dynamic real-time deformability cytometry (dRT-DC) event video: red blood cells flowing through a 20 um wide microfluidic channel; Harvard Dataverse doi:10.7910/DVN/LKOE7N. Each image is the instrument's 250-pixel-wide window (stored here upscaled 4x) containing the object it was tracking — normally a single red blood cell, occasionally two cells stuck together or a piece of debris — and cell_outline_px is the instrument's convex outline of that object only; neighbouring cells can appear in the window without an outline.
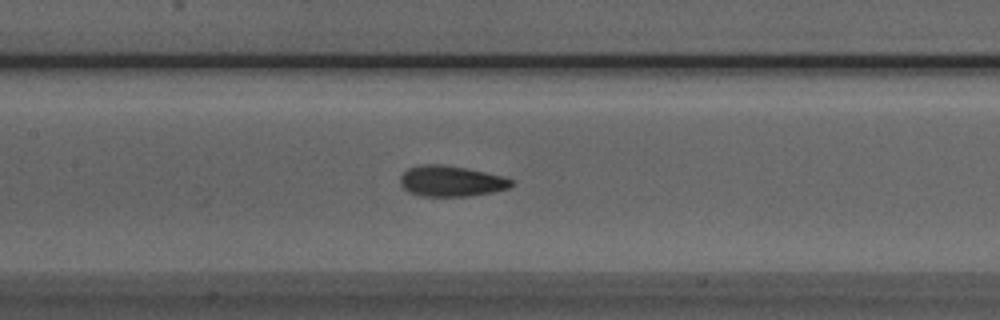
{"species": "Egyptian fruit bat (a non-hibernating species)", "species_latin": "Rousettus aegyptiacus", "temperature_condition": "room temperature", "stored_images_in_passage": 43, "camera_frame_rate_fps": 3000, "um_per_image_px": 0.085, "animal": {"sex": "male"}, "frame": {"image": 1, "passage_image": 15, "time_ms": 4.667, "image_size_px": [1000, 320], "cell_outline_px": [[516, 184], [508, 188], [492, 192], [472, 196], [424, 196], [408, 192], [400, 184], [400, 176], [408, 168], [420, 164], [444, 164], [508, 176]], "centroid_in_image_um": [38.38, 15.38], "position_along_channel_um": 169.0, "area_um2": 20.23}}
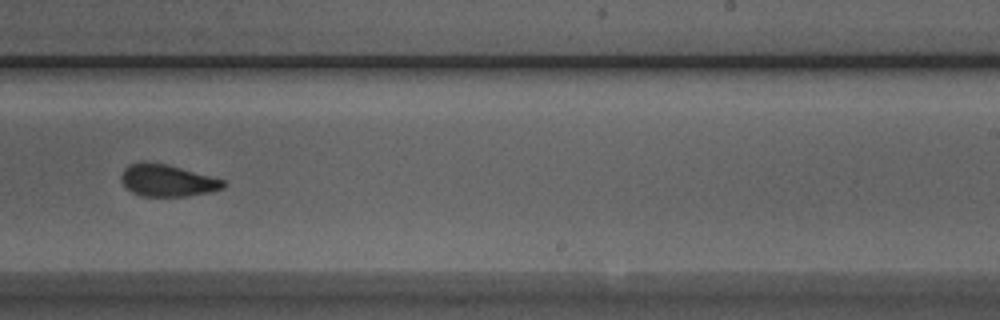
{"frame": {"image": 2, "passage_image": 23, "time_ms": 7.333, "image_size_px": [1000, 320], "cell_outline_px": [[228, 184], [224, 188], [212, 192], [188, 196], [140, 196], [132, 192], [120, 180], [120, 176], [124, 168], [128, 164], [144, 160], [168, 164], [224, 180]], "centroid_in_image_um": [14.22, 15.33], "position_along_channel_um": 274.8, "area_um2": 19.36}}
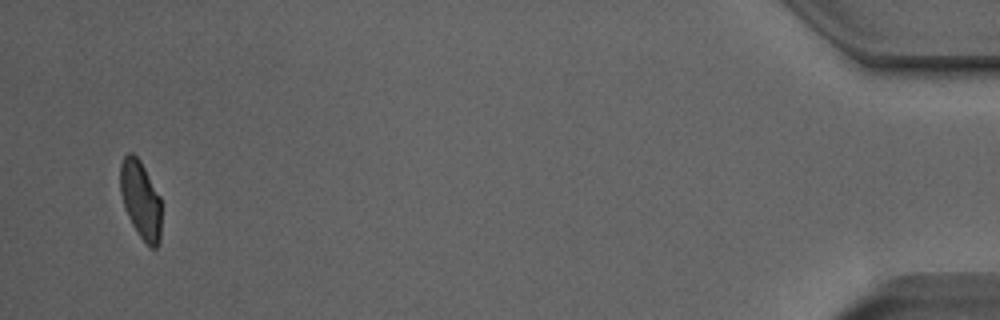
{"frame": {"image": 3, "passage_image": 41, "time_ms": 13.333, "image_size_px": [1000, 320], "cell_outline_px": [[160, 240], [156, 248], [152, 248], [140, 236], [132, 224], [124, 208], [120, 192], [120, 164], [124, 156], [128, 152], [132, 152], [140, 160], [160, 196]], "centroid_in_image_um": [11.94, 16.94], "position_along_channel_um": 423.3, "area_um2": 18.55}, "authors_computed_cell_mechanics": {"area_um2": 19.4786, "velocity_mm_per_s": 3.9868, "shape_relaxation_time_tau1_ms": 5.6148, "shape_relaxation_time_tau2_ms": 1.6418, "deformation_change_tau1": 0.1636, "deformation_change_tau2": 0.0736}}